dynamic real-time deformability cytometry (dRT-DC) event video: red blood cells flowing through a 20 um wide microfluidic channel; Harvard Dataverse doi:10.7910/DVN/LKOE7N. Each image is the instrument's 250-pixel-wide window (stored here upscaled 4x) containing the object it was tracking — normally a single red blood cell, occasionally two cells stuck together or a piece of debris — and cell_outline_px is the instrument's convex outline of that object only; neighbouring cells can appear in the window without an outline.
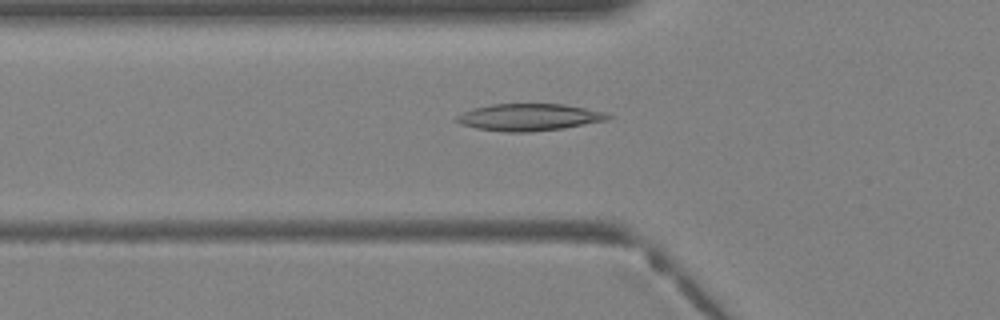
{"species": "Egyptian fruit bat (a non-hibernating species)", "species_latin": "Rousettus aegyptiacus", "temperature_condition": "warm", "stored_images_in_passage": 39, "camera_frame_rate_fps": 3000, "um_per_image_px": 0.085, "animal": {"sex": "female"}, "frame": {"image": 1, "passage_image": 14, "time_ms": 4.333, "image_size_px": [1000, 320], "cell_outline_px": [[612, 116], [608, 120], [564, 128], [528, 132], [504, 132], [476, 128], [460, 124], [456, 120], [456, 116], [472, 108], [492, 104], [564, 104], [604, 112]], "centroid_in_image_um": [44.96, 9.96], "position_along_channel_um": 80.8, "area_um2": 23.76}}
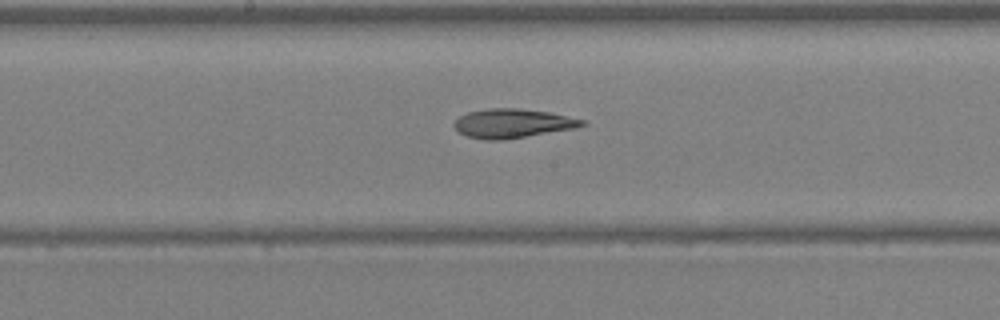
{"frame": {"image": 2, "passage_image": 21, "time_ms": 6.667, "image_size_px": [1000, 320], "cell_outline_px": [[588, 124], [576, 128], [504, 140], [484, 140], [468, 136], [460, 132], [452, 124], [460, 116], [468, 112], [492, 108], [520, 108], [548, 112], [584, 120]], "centroid_in_image_um": [43.58, 10.49], "position_along_channel_um": 204.6, "area_um2": 21.56}}
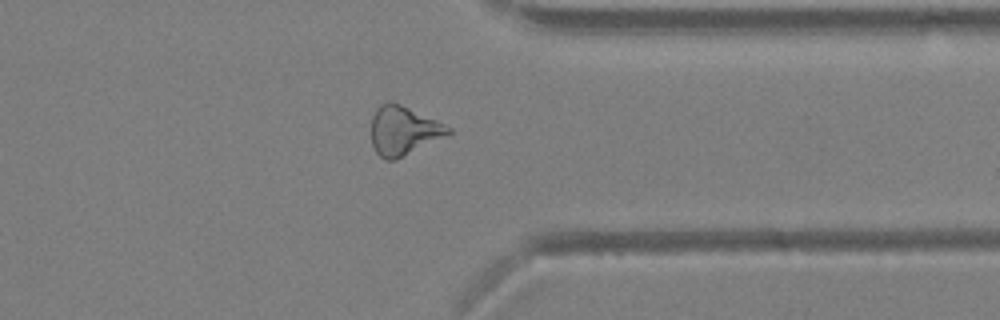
{"frame": {"image": 3, "passage_image": 31, "time_ms": 10.0, "image_size_px": [1000, 320], "cell_outline_px": [[452, 132], [396, 160], [384, 160], [376, 152], [372, 144], [372, 116], [376, 108], [380, 104], [388, 100], [392, 100], [436, 120], [452, 128]], "centroid_in_image_um": [34.25, 11.08], "position_along_channel_um": 377.1, "area_um2": 21.85}}